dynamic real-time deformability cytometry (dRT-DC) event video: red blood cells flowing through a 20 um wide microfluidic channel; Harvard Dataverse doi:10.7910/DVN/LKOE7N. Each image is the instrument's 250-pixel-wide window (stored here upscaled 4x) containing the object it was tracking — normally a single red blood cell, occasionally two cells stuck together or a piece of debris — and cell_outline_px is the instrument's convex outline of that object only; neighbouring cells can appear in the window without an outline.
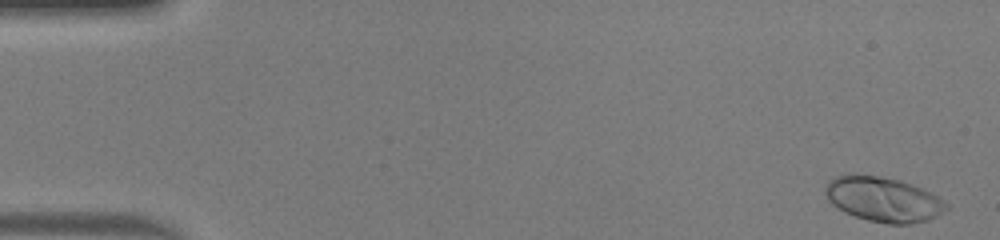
{"species": "human", "species_latin": "Homo sapiens", "temperature_condition": "warm", "stored_images_in_passage": 49, "camera_frame_rate_fps": 3000, "um_per_image_px": 0.085, "donor": {"sex": "male"}, "frame": {"image": 1, "passage_image": 1, "time_ms": 0.0, "image_size_px": [1000, 240], "cell_outline_px": [[948, 208], [936, 216], [928, 220], [908, 224], [888, 224], [868, 220], [844, 212], [832, 204], [828, 200], [824, 192], [824, 188], [828, 180], [836, 176], [852, 172], [900, 180], [924, 188], [944, 200], [948, 204]], "centroid_in_image_um": [75.05, 16.92], "position_along_channel_um": 9.9, "area_um2": 31.96}}
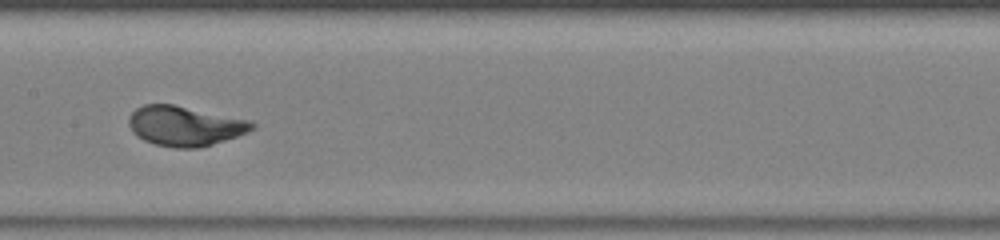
{"frame": {"image": 2, "passage_image": 25, "time_ms": 8.0, "image_size_px": [1000, 240], "cell_outline_px": [[256, 128], [248, 132], [200, 148], [172, 148], [156, 144], [144, 140], [136, 136], [132, 132], [128, 124], [128, 116], [136, 108], [144, 104], [172, 104], [252, 120], [256, 124]], "centroid_in_image_um": [15.71, 10.7], "position_along_channel_um": 191.7, "area_um2": 28.84}}
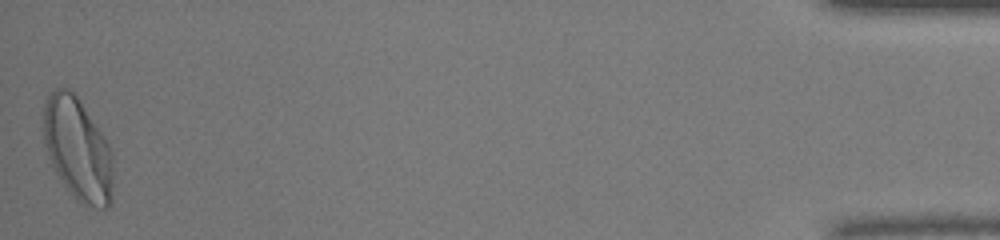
{"frame": {"image": 3, "passage_image": 49, "time_ms": 16.0, "image_size_px": [1000, 240], "cell_outline_px": [[112, 200], [108, 208], [96, 208], [84, 204], [76, 200], [72, 196], [56, 172], [48, 156], [44, 144], [44, 100], [48, 92], [56, 88], [72, 88], [104, 136], [108, 144], [112, 160]], "centroid_in_image_um": [6.59, 12.65], "position_along_channel_um": 428.6, "area_um2": 41.79}, "authors_computed_cell_mechanics": {"area_um2": 28.8422, "velocity_mm_per_s": 4.1378, "shape_relaxation_time_tau1_ms": 2.3141, "shape_relaxation_time_tau2_ms": null, "deformation_change_tau1": 0.1883, "deformation_change_tau2": null}}